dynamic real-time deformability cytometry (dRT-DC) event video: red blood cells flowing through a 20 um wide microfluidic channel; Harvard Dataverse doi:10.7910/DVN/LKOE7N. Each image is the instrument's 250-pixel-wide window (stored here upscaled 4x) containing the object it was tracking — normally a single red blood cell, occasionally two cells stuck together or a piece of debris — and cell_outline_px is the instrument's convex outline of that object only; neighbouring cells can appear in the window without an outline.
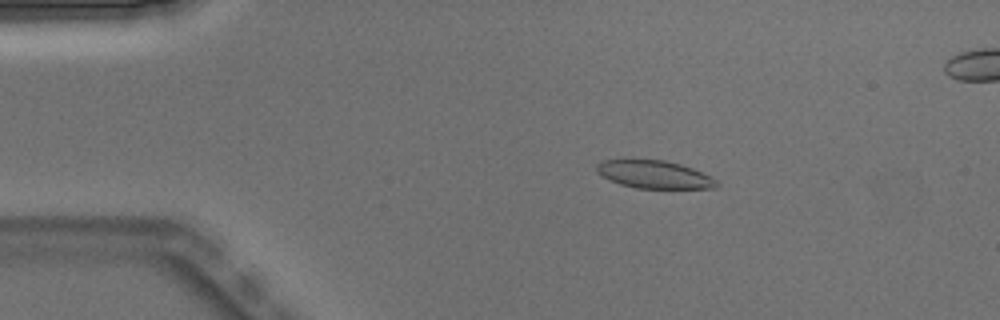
{"species": "Egyptian fruit bat (a non-hibernating species)", "species_latin": "Rousettus aegyptiacus", "temperature_condition": "warm", "stored_images_in_passage": 5, "camera_frame_rate_fps": 3000, "um_per_image_px": 0.085, "animal": {"sex": "male"}, "frame": {"image": 1, "passage_image": 3, "time_ms": 0.667, "image_size_px": [1000, 320], "cell_outline_px": [[720, 184], [716, 188], [636, 188], [620, 184], [600, 176], [596, 172], [596, 164], [604, 160], [632, 156], [664, 160], [680, 164], [692, 168], [716, 180]], "centroid_in_image_um": [55.5, 14.78], "position_along_channel_um": 29.5, "area_um2": 20.17}}